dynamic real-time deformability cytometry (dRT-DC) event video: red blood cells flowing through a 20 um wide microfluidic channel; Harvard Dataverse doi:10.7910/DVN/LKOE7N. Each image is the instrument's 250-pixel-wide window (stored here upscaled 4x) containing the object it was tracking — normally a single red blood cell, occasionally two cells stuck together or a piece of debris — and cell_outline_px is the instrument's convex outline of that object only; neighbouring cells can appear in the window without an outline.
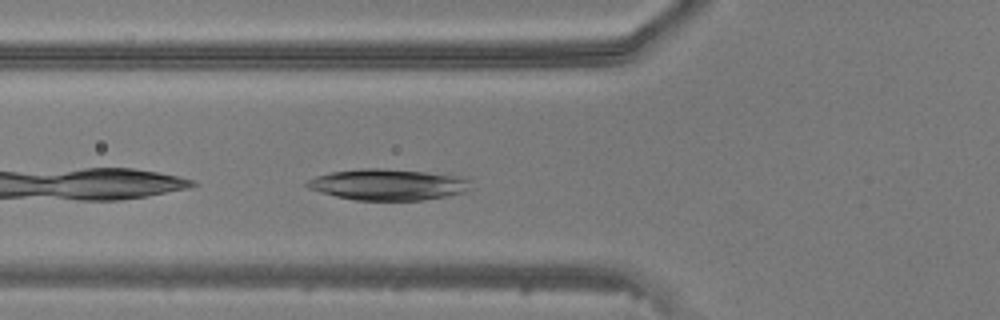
{"species": "common noctule bat (a hibernating species)", "species_latin": "Nyctalus noctula", "temperature_condition": "warm", "stored_images_in_passage": 31, "camera_frame_rate_fps": 3000, "um_per_image_px": 0.085, "animal": {"sex": "male", "body_mass_g": 20.5, "forearm_length_mm": 52.5}, "frame": {"image": 1, "passage_image": 3, "time_ms": 0.667, "image_size_px": [1000, 320], "cell_outline_px": [[472, 180], [468, 188], [464, 192], [424, 200], [356, 200], [336, 196], [320, 192], [308, 188], [304, 184], [308, 180], [316, 176], [332, 172], [360, 168], [384, 168], [424, 172], [456, 176]], "centroid_in_image_um": [32.94, 15.68], "position_along_channel_um": 92.9, "area_um2": 29.48}}
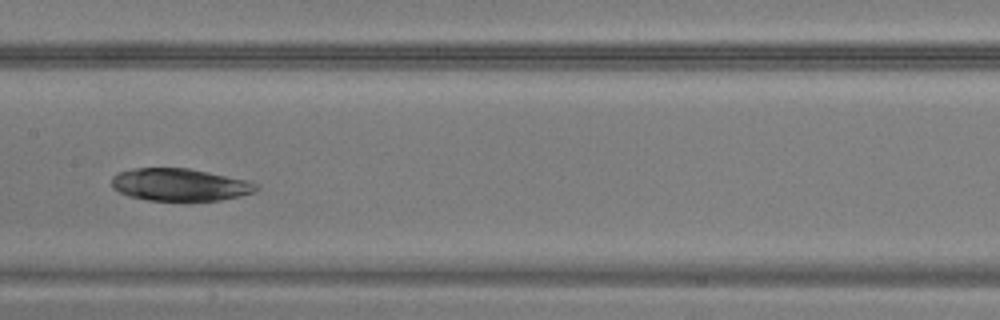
{"frame": {"image": 2, "passage_image": 10, "time_ms": 3.0, "image_size_px": [1000, 320], "cell_outline_px": [[260, 188], [252, 192], [240, 196], [220, 200], [148, 200], [128, 196], [112, 188], [112, 176], [116, 172], [132, 168], [188, 168], [252, 180], [260, 184]], "centroid_in_image_um": [15.31, 15.68], "position_along_channel_um": 192.1, "area_um2": 27.63}}
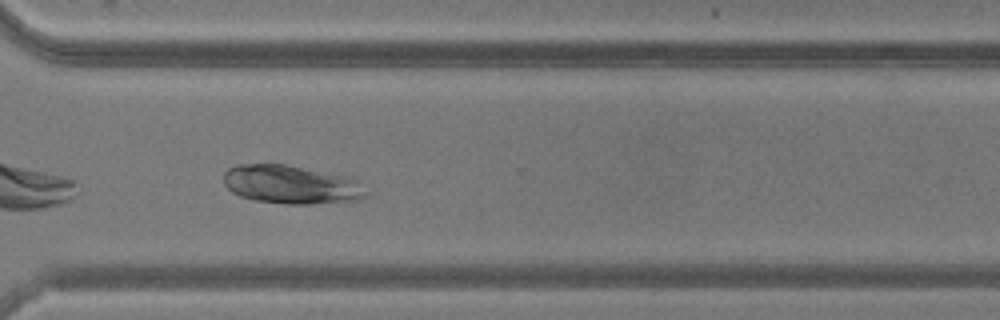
{"frame": {"image": 3, "passage_image": 21, "time_ms": 6.667, "image_size_px": [1000, 320], "cell_outline_px": [[368, 196], [356, 200], [312, 204], [284, 204], [252, 200], [240, 196], [232, 192], [224, 184], [224, 172], [228, 168], [236, 164], [284, 164], [352, 176], [360, 180], [368, 192]], "centroid_in_image_um": [24.8, 15.68], "position_along_channel_um": 345.8, "area_um2": 32.66}}